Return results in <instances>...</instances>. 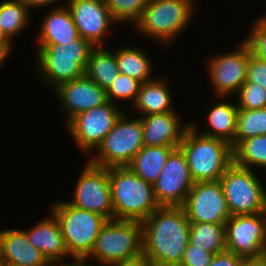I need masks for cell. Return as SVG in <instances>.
<instances>
[{
	"mask_svg": "<svg viewBox=\"0 0 266 266\" xmlns=\"http://www.w3.org/2000/svg\"><path fill=\"white\" fill-rule=\"evenodd\" d=\"M143 255L154 266H179L190 237L182 206H160L141 222Z\"/></svg>",
	"mask_w": 266,
	"mask_h": 266,
	"instance_id": "obj_1",
	"label": "cell"
},
{
	"mask_svg": "<svg viewBox=\"0 0 266 266\" xmlns=\"http://www.w3.org/2000/svg\"><path fill=\"white\" fill-rule=\"evenodd\" d=\"M184 133L179 147L186 156L189 171L194 182L220 180L233 163L231 145L218 138L200 134L195 123Z\"/></svg>",
	"mask_w": 266,
	"mask_h": 266,
	"instance_id": "obj_2",
	"label": "cell"
},
{
	"mask_svg": "<svg viewBox=\"0 0 266 266\" xmlns=\"http://www.w3.org/2000/svg\"><path fill=\"white\" fill-rule=\"evenodd\" d=\"M109 177L115 220L142 222L160 207L154 196L153 185L129 167H111Z\"/></svg>",
	"mask_w": 266,
	"mask_h": 266,
	"instance_id": "obj_3",
	"label": "cell"
},
{
	"mask_svg": "<svg viewBox=\"0 0 266 266\" xmlns=\"http://www.w3.org/2000/svg\"><path fill=\"white\" fill-rule=\"evenodd\" d=\"M36 60L41 79L49 88L85 75L91 51L95 48L80 36L65 45H36Z\"/></svg>",
	"mask_w": 266,
	"mask_h": 266,
	"instance_id": "obj_4",
	"label": "cell"
},
{
	"mask_svg": "<svg viewBox=\"0 0 266 266\" xmlns=\"http://www.w3.org/2000/svg\"><path fill=\"white\" fill-rule=\"evenodd\" d=\"M194 3L193 0H150L133 26L137 33L168 45L186 29L194 15Z\"/></svg>",
	"mask_w": 266,
	"mask_h": 266,
	"instance_id": "obj_5",
	"label": "cell"
},
{
	"mask_svg": "<svg viewBox=\"0 0 266 266\" xmlns=\"http://www.w3.org/2000/svg\"><path fill=\"white\" fill-rule=\"evenodd\" d=\"M143 254L142 224L135 220H107L99 231L92 252L101 266L136 258Z\"/></svg>",
	"mask_w": 266,
	"mask_h": 266,
	"instance_id": "obj_6",
	"label": "cell"
},
{
	"mask_svg": "<svg viewBox=\"0 0 266 266\" xmlns=\"http://www.w3.org/2000/svg\"><path fill=\"white\" fill-rule=\"evenodd\" d=\"M51 209L60 225L69 255L72 259H85L92 252L99 231L108 219L63 200L54 203Z\"/></svg>",
	"mask_w": 266,
	"mask_h": 266,
	"instance_id": "obj_7",
	"label": "cell"
},
{
	"mask_svg": "<svg viewBox=\"0 0 266 266\" xmlns=\"http://www.w3.org/2000/svg\"><path fill=\"white\" fill-rule=\"evenodd\" d=\"M128 116L123 112L118 118L112 130L97 148V157L95 155L88 160L91 164L104 168L128 166L144 146L140 117L129 120Z\"/></svg>",
	"mask_w": 266,
	"mask_h": 266,
	"instance_id": "obj_8",
	"label": "cell"
},
{
	"mask_svg": "<svg viewBox=\"0 0 266 266\" xmlns=\"http://www.w3.org/2000/svg\"><path fill=\"white\" fill-rule=\"evenodd\" d=\"M256 172L234 162L226 169L220 182L231 216L266 212V189Z\"/></svg>",
	"mask_w": 266,
	"mask_h": 266,
	"instance_id": "obj_9",
	"label": "cell"
},
{
	"mask_svg": "<svg viewBox=\"0 0 266 266\" xmlns=\"http://www.w3.org/2000/svg\"><path fill=\"white\" fill-rule=\"evenodd\" d=\"M118 107V104L108 100L100 106L77 114L65 124L71 138L82 150L81 152L86 154L89 151L92 152V149L97 151V148L124 112Z\"/></svg>",
	"mask_w": 266,
	"mask_h": 266,
	"instance_id": "obj_10",
	"label": "cell"
},
{
	"mask_svg": "<svg viewBox=\"0 0 266 266\" xmlns=\"http://www.w3.org/2000/svg\"><path fill=\"white\" fill-rule=\"evenodd\" d=\"M70 205L114 219L109 168L98 167L88 160L76 182Z\"/></svg>",
	"mask_w": 266,
	"mask_h": 266,
	"instance_id": "obj_11",
	"label": "cell"
},
{
	"mask_svg": "<svg viewBox=\"0 0 266 266\" xmlns=\"http://www.w3.org/2000/svg\"><path fill=\"white\" fill-rule=\"evenodd\" d=\"M232 52L212 56L208 62V76L216 94L223 100L234 95L246 81L247 64L252 54L244 39ZM223 97V98H222Z\"/></svg>",
	"mask_w": 266,
	"mask_h": 266,
	"instance_id": "obj_12",
	"label": "cell"
},
{
	"mask_svg": "<svg viewBox=\"0 0 266 266\" xmlns=\"http://www.w3.org/2000/svg\"><path fill=\"white\" fill-rule=\"evenodd\" d=\"M225 228L226 251L243 259L261 257L266 245V212L231 216Z\"/></svg>",
	"mask_w": 266,
	"mask_h": 266,
	"instance_id": "obj_13",
	"label": "cell"
},
{
	"mask_svg": "<svg viewBox=\"0 0 266 266\" xmlns=\"http://www.w3.org/2000/svg\"><path fill=\"white\" fill-rule=\"evenodd\" d=\"M193 184L185 154L174 148L153 184L155 199L160 206H183Z\"/></svg>",
	"mask_w": 266,
	"mask_h": 266,
	"instance_id": "obj_14",
	"label": "cell"
},
{
	"mask_svg": "<svg viewBox=\"0 0 266 266\" xmlns=\"http://www.w3.org/2000/svg\"><path fill=\"white\" fill-rule=\"evenodd\" d=\"M182 207L190 223H225L231 217L220 180L194 182Z\"/></svg>",
	"mask_w": 266,
	"mask_h": 266,
	"instance_id": "obj_15",
	"label": "cell"
},
{
	"mask_svg": "<svg viewBox=\"0 0 266 266\" xmlns=\"http://www.w3.org/2000/svg\"><path fill=\"white\" fill-rule=\"evenodd\" d=\"M78 29L79 36L89 41L94 47H103L104 39L108 36L112 18L106 3L101 0H66Z\"/></svg>",
	"mask_w": 266,
	"mask_h": 266,
	"instance_id": "obj_16",
	"label": "cell"
},
{
	"mask_svg": "<svg viewBox=\"0 0 266 266\" xmlns=\"http://www.w3.org/2000/svg\"><path fill=\"white\" fill-rule=\"evenodd\" d=\"M57 93L63 109L67 113L66 124L77 114L100 106L108 101L106 90L99 87L86 74L59 84L53 89Z\"/></svg>",
	"mask_w": 266,
	"mask_h": 266,
	"instance_id": "obj_17",
	"label": "cell"
},
{
	"mask_svg": "<svg viewBox=\"0 0 266 266\" xmlns=\"http://www.w3.org/2000/svg\"><path fill=\"white\" fill-rule=\"evenodd\" d=\"M145 146L178 148L190 123L181 124L175 111L140 116Z\"/></svg>",
	"mask_w": 266,
	"mask_h": 266,
	"instance_id": "obj_18",
	"label": "cell"
},
{
	"mask_svg": "<svg viewBox=\"0 0 266 266\" xmlns=\"http://www.w3.org/2000/svg\"><path fill=\"white\" fill-rule=\"evenodd\" d=\"M23 231L26 233L29 242L41 251L49 262L60 264L65 257H71L60 225L52 213L50 217L44 218L29 231Z\"/></svg>",
	"mask_w": 266,
	"mask_h": 266,
	"instance_id": "obj_19",
	"label": "cell"
},
{
	"mask_svg": "<svg viewBox=\"0 0 266 266\" xmlns=\"http://www.w3.org/2000/svg\"><path fill=\"white\" fill-rule=\"evenodd\" d=\"M49 263L22 229L3 230L0 266H46Z\"/></svg>",
	"mask_w": 266,
	"mask_h": 266,
	"instance_id": "obj_20",
	"label": "cell"
},
{
	"mask_svg": "<svg viewBox=\"0 0 266 266\" xmlns=\"http://www.w3.org/2000/svg\"><path fill=\"white\" fill-rule=\"evenodd\" d=\"M79 37L78 29L66 5L55 7L48 13L37 36V45L71 43Z\"/></svg>",
	"mask_w": 266,
	"mask_h": 266,
	"instance_id": "obj_21",
	"label": "cell"
},
{
	"mask_svg": "<svg viewBox=\"0 0 266 266\" xmlns=\"http://www.w3.org/2000/svg\"><path fill=\"white\" fill-rule=\"evenodd\" d=\"M163 78H155L151 81L142 83L136 100L132 104L137 113L141 116L167 113L174 111L172 108V94Z\"/></svg>",
	"mask_w": 266,
	"mask_h": 266,
	"instance_id": "obj_22",
	"label": "cell"
},
{
	"mask_svg": "<svg viewBox=\"0 0 266 266\" xmlns=\"http://www.w3.org/2000/svg\"><path fill=\"white\" fill-rule=\"evenodd\" d=\"M213 105L206 117L209 131L206 130L203 133L199 131V133L208 137L222 139L228 142L232 149H234L238 114L237 102L235 104L223 100Z\"/></svg>",
	"mask_w": 266,
	"mask_h": 266,
	"instance_id": "obj_23",
	"label": "cell"
},
{
	"mask_svg": "<svg viewBox=\"0 0 266 266\" xmlns=\"http://www.w3.org/2000/svg\"><path fill=\"white\" fill-rule=\"evenodd\" d=\"M173 149L174 147L144 145L127 167L140 178L153 185Z\"/></svg>",
	"mask_w": 266,
	"mask_h": 266,
	"instance_id": "obj_24",
	"label": "cell"
},
{
	"mask_svg": "<svg viewBox=\"0 0 266 266\" xmlns=\"http://www.w3.org/2000/svg\"><path fill=\"white\" fill-rule=\"evenodd\" d=\"M85 74L99 87L107 90L120 74L114 51L95 47L88 58Z\"/></svg>",
	"mask_w": 266,
	"mask_h": 266,
	"instance_id": "obj_25",
	"label": "cell"
},
{
	"mask_svg": "<svg viewBox=\"0 0 266 266\" xmlns=\"http://www.w3.org/2000/svg\"><path fill=\"white\" fill-rule=\"evenodd\" d=\"M119 72L139 80L142 83L151 81L152 61L142 48L124 47L114 52Z\"/></svg>",
	"mask_w": 266,
	"mask_h": 266,
	"instance_id": "obj_26",
	"label": "cell"
},
{
	"mask_svg": "<svg viewBox=\"0 0 266 266\" xmlns=\"http://www.w3.org/2000/svg\"><path fill=\"white\" fill-rule=\"evenodd\" d=\"M30 10L22 0H5L0 4V31L11 44L29 23Z\"/></svg>",
	"mask_w": 266,
	"mask_h": 266,
	"instance_id": "obj_27",
	"label": "cell"
},
{
	"mask_svg": "<svg viewBox=\"0 0 266 266\" xmlns=\"http://www.w3.org/2000/svg\"><path fill=\"white\" fill-rule=\"evenodd\" d=\"M189 242L214 254L225 252V223H190Z\"/></svg>",
	"mask_w": 266,
	"mask_h": 266,
	"instance_id": "obj_28",
	"label": "cell"
},
{
	"mask_svg": "<svg viewBox=\"0 0 266 266\" xmlns=\"http://www.w3.org/2000/svg\"><path fill=\"white\" fill-rule=\"evenodd\" d=\"M233 162L243 168L266 170V135H258L241 141L233 149Z\"/></svg>",
	"mask_w": 266,
	"mask_h": 266,
	"instance_id": "obj_29",
	"label": "cell"
},
{
	"mask_svg": "<svg viewBox=\"0 0 266 266\" xmlns=\"http://www.w3.org/2000/svg\"><path fill=\"white\" fill-rule=\"evenodd\" d=\"M266 135V108L238 109L234 148L243 140Z\"/></svg>",
	"mask_w": 266,
	"mask_h": 266,
	"instance_id": "obj_30",
	"label": "cell"
},
{
	"mask_svg": "<svg viewBox=\"0 0 266 266\" xmlns=\"http://www.w3.org/2000/svg\"><path fill=\"white\" fill-rule=\"evenodd\" d=\"M150 0H106L112 18L119 24L133 23L140 19L144 8Z\"/></svg>",
	"mask_w": 266,
	"mask_h": 266,
	"instance_id": "obj_31",
	"label": "cell"
},
{
	"mask_svg": "<svg viewBox=\"0 0 266 266\" xmlns=\"http://www.w3.org/2000/svg\"><path fill=\"white\" fill-rule=\"evenodd\" d=\"M141 85L142 82L139 80L120 73L113 84L106 90L107 99L114 104H117L116 100H131L133 104L140 91Z\"/></svg>",
	"mask_w": 266,
	"mask_h": 266,
	"instance_id": "obj_32",
	"label": "cell"
},
{
	"mask_svg": "<svg viewBox=\"0 0 266 266\" xmlns=\"http://www.w3.org/2000/svg\"><path fill=\"white\" fill-rule=\"evenodd\" d=\"M236 95L238 109L266 108V90L259 84L245 82Z\"/></svg>",
	"mask_w": 266,
	"mask_h": 266,
	"instance_id": "obj_33",
	"label": "cell"
},
{
	"mask_svg": "<svg viewBox=\"0 0 266 266\" xmlns=\"http://www.w3.org/2000/svg\"><path fill=\"white\" fill-rule=\"evenodd\" d=\"M245 42L249 45L252 55L266 61V18L262 15L252 25Z\"/></svg>",
	"mask_w": 266,
	"mask_h": 266,
	"instance_id": "obj_34",
	"label": "cell"
},
{
	"mask_svg": "<svg viewBox=\"0 0 266 266\" xmlns=\"http://www.w3.org/2000/svg\"><path fill=\"white\" fill-rule=\"evenodd\" d=\"M214 255L189 242L179 266H209Z\"/></svg>",
	"mask_w": 266,
	"mask_h": 266,
	"instance_id": "obj_35",
	"label": "cell"
},
{
	"mask_svg": "<svg viewBox=\"0 0 266 266\" xmlns=\"http://www.w3.org/2000/svg\"><path fill=\"white\" fill-rule=\"evenodd\" d=\"M245 82L259 84L266 90V61L251 54L247 64Z\"/></svg>",
	"mask_w": 266,
	"mask_h": 266,
	"instance_id": "obj_36",
	"label": "cell"
},
{
	"mask_svg": "<svg viewBox=\"0 0 266 266\" xmlns=\"http://www.w3.org/2000/svg\"><path fill=\"white\" fill-rule=\"evenodd\" d=\"M242 260L238 255L225 251L215 254L209 266H241Z\"/></svg>",
	"mask_w": 266,
	"mask_h": 266,
	"instance_id": "obj_37",
	"label": "cell"
},
{
	"mask_svg": "<svg viewBox=\"0 0 266 266\" xmlns=\"http://www.w3.org/2000/svg\"><path fill=\"white\" fill-rule=\"evenodd\" d=\"M109 266H154V265L145 255L142 254L136 258L119 261Z\"/></svg>",
	"mask_w": 266,
	"mask_h": 266,
	"instance_id": "obj_38",
	"label": "cell"
},
{
	"mask_svg": "<svg viewBox=\"0 0 266 266\" xmlns=\"http://www.w3.org/2000/svg\"><path fill=\"white\" fill-rule=\"evenodd\" d=\"M30 9L50 6V4H55V2H60L61 0H22ZM63 1V0H62ZM34 7V8H33Z\"/></svg>",
	"mask_w": 266,
	"mask_h": 266,
	"instance_id": "obj_39",
	"label": "cell"
},
{
	"mask_svg": "<svg viewBox=\"0 0 266 266\" xmlns=\"http://www.w3.org/2000/svg\"><path fill=\"white\" fill-rule=\"evenodd\" d=\"M241 266H266L264 261L260 258L243 259Z\"/></svg>",
	"mask_w": 266,
	"mask_h": 266,
	"instance_id": "obj_40",
	"label": "cell"
},
{
	"mask_svg": "<svg viewBox=\"0 0 266 266\" xmlns=\"http://www.w3.org/2000/svg\"><path fill=\"white\" fill-rule=\"evenodd\" d=\"M71 261H73V263H70V262L64 263V261H63L62 263L58 264V266H92V265H89L86 262L87 259H84V258L73 259Z\"/></svg>",
	"mask_w": 266,
	"mask_h": 266,
	"instance_id": "obj_41",
	"label": "cell"
},
{
	"mask_svg": "<svg viewBox=\"0 0 266 266\" xmlns=\"http://www.w3.org/2000/svg\"><path fill=\"white\" fill-rule=\"evenodd\" d=\"M12 45L0 31V49H12Z\"/></svg>",
	"mask_w": 266,
	"mask_h": 266,
	"instance_id": "obj_42",
	"label": "cell"
},
{
	"mask_svg": "<svg viewBox=\"0 0 266 266\" xmlns=\"http://www.w3.org/2000/svg\"><path fill=\"white\" fill-rule=\"evenodd\" d=\"M11 49H0V66L5 62L8 56L11 54Z\"/></svg>",
	"mask_w": 266,
	"mask_h": 266,
	"instance_id": "obj_43",
	"label": "cell"
},
{
	"mask_svg": "<svg viewBox=\"0 0 266 266\" xmlns=\"http://www.w3.org/2000/svg\"><path fill=\"white\" fill-rule=\"evenodd\" d=\"M2 246H3V230L0 231V259L2 256Z\"/></svg>",
	"mask_w": 266,
	"mask_h": 266,
	"instance_id": "obj_44",
	"label": "cell"
},
{
	"mask_svg": "<svg viewBox=\"0 0 266 266\" xmlns=\"http://www.w3.org/2000/svg\"><path fill=\"white\" fill-rule=\"evenodd\" d=\"M261 259L264 261V263L266 265V245L261 251Z\"/></svg>",
	"mask_w": 266,
	"mask_h": 266,
	"instance_id": "obj_45",
	"label": "cell"
},
{
	"mask_svg": "<svg viewBox=\"0 0 266 266\" xmlns=\"http://www.w3.org/2000/svg\"><path fill=\"white\" fill-rule=\"evenodd\" d=\"M46 266H58V264L53 263V262H49Z\"/></svg>",
	"mask_w": 266,
	"mask_h": 266,
	"instance_id": "obj_46",
	"label": "cell"
}]
</instances>
